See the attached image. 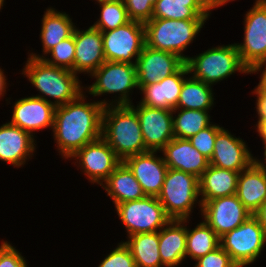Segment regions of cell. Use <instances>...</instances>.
Wrapping results in <instances>:
<instances>
[{
    "mask_svg": "<svg viewBox=\"0 0 266 267\" xmlns=\"http://www.w3.org/2000/svg\"><path fill=\"white\" fill-rule=\"evenodd\" d=\"M244 42L235 43L241 62L251 73L266 65V0H256L244 19Z\"/></svg>",
    "mask_w": 266,
    "mask_h": 267,
    "instance_id": "7",
    "label": "cell"
},
{
    "mask_svg": "<svg viewBox=\"0 0 266 267\" xmlns=\"http://www.w3.org/2000/svg\"><path fill=\"white\" fill-rule=\"evenodd\" d=\"M195 261L194 267H238L221 246Z\"/></svg>",
    "mask_w": 266,
    "mask_h": 267,
    "instance_id": "38",
    "label": "cell"
},
{
    "mask_svg": "<svg viewBox=\"0 0 266 267\" xmlns=\"http://www.w3.org/2000/svg\"><path fill=\"white\" fill-rule=\"evenodd\" d=\"M213 102L211 85L187 77L184 79L176 108L209 111Z\"/></svg>",
    "mask_w": 266,
    "mask_h": 267,
    "instance_id": "30",
    "label": "cell"
},
{
    "mask_svg": "<svg viewBox=\"0 0 266 267\" xmlns=\"http://www.w3.org/2000/svg\"><path fill=\"white\" fill-rule=\"evenodd\" d=\"M177 110L180 112L176 117H173L175 138L189 139L211 125L209 111L175 108L172 112L176 113Z\"/></svg>",
    "mask_w": 266,
    "mask_h": 267,
    "instance_id": "32",
    "label": "cell"
},
{
    "mask_svg": "<svg viewBox=\"0 0 266 267\" xmlns=\"http://www.w3.org/2000/svg\"><path fill=\"white\" fill-rule=\"evenodd\" d=\"M51 54L50 58L44 56L36 55L35 53L30 54V57L36 59H42L47 64L65 68L71 70L74 73V58H75V41L74 32L73 34L61 41L58 45L52 47L47 54Z\"/></svg>",
    "mask_w": 266,
    "mask_h": 267,
    "instance_id": "34",
    "label": "cell"
},
{
    "mask_svg": "<svg viewBox=\"0 0 266 267\" xmlns=\"http://www.w3.org/2000/svg\"><path fill=\"white\" fill-rule=\"evenodd\" d=\"M81 93L75 100L55 109L53 132L57 149L66 159L71 158L84 145L102 137V113L113 102L87 103Z\"/></svg>",
    "mask_w": 266,
    "mask_h": 267,
    "instance_id": "1",
    "label": "cell"
},
{
    "mask_svg": "<svg viewBox=\"0 0 266 267\" xmlns=\"http://www.w3.org/2000/svg\"><path fill=\"white\" fill-rule=\"evenodd\" d=\"M265 68L261 74V80L259 81V84L266 90V65H264Z\"/></svg>",
    "mask_w": 266,
    "mask_h": 267,
    "instance_id": "45",
    "label": "cell"
},
{
    "mask_svg": "<svg viewBox=\"0 0 266 267\" xmlns=\"http://www.w3.org/2000/svg\"><path fill=\"white\" fill-rule=\"evenodd\" d=\"M222 128L219 125L211 124L189 138V141L193 147L210 160L214 152L216 135Z\"/></svg>",
    "mask_w": 266,
    "mask_h": 267,
    "instance_id": "35",
    "label": "cell"
},
{
    "mask_svg": "<svg viewBox=\"0 0 266 267\" xmlns=\"http://www.w3.org/2000/svg\"><path fill=\"white\" fill-rule=\"evenodd\" d=\"M6 76L4 75V72L2 71V69L0 68V96H4V92L6 91Z\"/></svg>",
    "mask_w": 266,
    "mask_h": 267,
    "instance_id": "43",
    "label": "cell"
},
{
    "mask_svg": "<svg viewBox=\"0 0 266 267\" xmlns=\"http://www.w3.org/2000/svg\"><path fill=\"white\" fill-rule=\"evenodd\" d=\"M137 113L145 147L148 151H161L174 138L173 110L130 105Z\"/></svg>",
    "mask_w": 266,
    "mask_h": 267,
    "instance_id": "14",
    "label": "cell"
},
{
    "mask_svg": "<svg viewBox=\"0 0 266 267\" xmlns=\"http://www.w3.org/2000/svg\"><path fill=\"white\" fill-rule=\"evenodd\" d=\"M210 2L211 7L216 8V0H208Z\"/></svg>",
    "mask_w": 266,
    "mask_h": 267,
    "instance_id": "47",
    "label": "cell"
},
{
    "mask_svg": "<svg viewBox=\"0 0 266 267\" xmlns=\"http://www.w3.org/2000/svg\"><path fill=\"white\" fill-rule=\"evenodd\" d=\"M98 267H137L129 248L124 242L111 251Z\"/></svg>",
    "mask_w": 266,
    "mask_h": 267,
    "instance_id": "37",
    "label": "cell"
},
{
    "mask_svg": "<svg viewBox=\"0 0 266 267\" xmlns=\"http://www.w3.org/2000/svg\"><path fill=\"white\" fill-rule=\"evenodd\" d=\"M186 232V258L195 261L220 246V237L204 221Z\"/></svg>",
    "mask_w": 266,
    "mask_h": 267,
    "instance_id": "31",
    "label": "cell"
},
{
    "mask_svg": "<svg viewBox=\"0 0 266 267\" xmlns=\"http://www.w3.org/2000/svg\"><path fill=\"white\" fill-rule=\"evenodd\" d=\"M230 1L232 0H216V8H218L219 6H223L224 4Z\"/></svg>",
    "mask_w": 266,
    "mask_h": 267,
    "instance_id": "46",
    "label": "cell"
},
{
    "mask_svg": "<svg viewBox=\"0 0 266 267\" xmlns=\"http://www.w3.org/2000/svg\"><path fill=\"white\" fill-rule=\"evenodd\" d=\"M184 64L185 60L178 55L145 45L136 61L138 88L172 75Z\"/></svg>",
    "mask_w": 266,
    "mask_h": 267,
    "instance_id": "15",
    "label": "cell"
},
{
    "mask_svg": "<svg viewBox=\"0 0 266 267\" xmlns=\"http://www.w3.org/2000/svg\"><path fill=\"white\" fill-rule=\"evenodd\" d=\"M190 74L186 63L172 75L145 86L139 90L144 97L139 104L152 108L173 110L177 107L184 75Z\"/></svg>",
    "mask_w": 266,
    "mask_h": 267,
    "instance_id": "21",
    "label": "cell"
},
{
    "mask_svg": "<svg viewBox=\"0 0 266 267\" xmlns=\"http://www.w3.org/2000/svg\"><path fill=\"white\" fill-rule=\"evenodd\" d=\"M41 24L40 38L43 45L44 56L47 55V52L50 51L52 47L70 37L75 29V25H73L72 19L68 14L55 11V9L51 7L44 12Z\"/></svg>",
    "mask_w": 266,
    "mask_h": 267,
    "instance_id": "28",
    "label": "cell"
},
{
    "mask_svg": "<svg viewBox=\"0 0 266 267\" xmlns=\"http://www.w3.org/2000/svg\"><path fill=\"white\" fill-rule=\"evenodd\" d=\"M0 267H27L26 260L9 242L0 245Z\"/></svg>",
    "mask_w": 266,
    "mask_h": 267,
    "instance_id": "39",
    "label": "cell"
},
{
    "mask_svg": "<svg viewBox=\"0 0 266 267\" xmlns=\"http://www.w3.org/2000/svg\"><path fill=\"white\" fill-rule=\"evenodd\" d=\"M75 58L74 73L91 75L105 61L101 31L90 26L86 30L74 29Z\"/></svg>",
    "mask_w": 266,
    "mask_h": 267,
    "instance_id": "19",
    "label": "cell"
},
{
    "mask_svg": "<svg viewBox=\"0 0 266 267\" xmlns=\"http://www.w3.org/2000/svg\"><path fill=\"white\" fill-rule=\"evenodd\" d=\"M91 76L96 81L87 87L89 94L100 96L105 93H119L120 96L113 105H132L129 92L138 88L136 64L105 61Z\"/></svg>",
    "mask_w": 266,
    "mask_h": 267,
    "instance_id": "10",
    "label": "cell"
},
{
    "mask_svg": "<svg viewBox=\"0 0 266 267\" xmlns=\"http://www.w3.org/2000/svg\"><path fill=\"white\" fill-rule=\"evenodd\" d=\"M252 93L257 95V106L255 108L257 109L258 120L266 119V90L258 84Z\"/></svg>",
    "mask_w": 266,
    "mask_h": 267,
    "instance_id": "40",
    "label": "cell"
},
{
    "mask_svg": "<svg viewBox=\"0 0 266 267\" xmlns=\"http://www.w3.org/2000/svg\"><path fill=\"white\" fill-rule=\"evenodd\" d=\"M102 138L121 161L148 151L143 140L138 115L130 105L104 107Z\"/></svg>",
    "mask_w": 266,
    "mask_h": 267,
    "instance_id": "2",
    "label": "cell"
},
{
    "mask_svg": "<svg viewBox=\"0 0 266 267\" xmlns=\"http://www.w3.org/2000/svg\"><path fill=\"white\" fill-rule=\"evenodd\" d=\"M265 244L266 235L254 215L220 237V246L238 267H246L256 261Z\"/></svg>",
    "mask_w": 266,
    "mask_h": 267,
    "instance_id": "8",
    "label": "cell"
},
{
    "mask_svg": "<svg viewBox=\"0 0 266 267\" xmlns=\"http://www.w3.org/2000/svg\"><path fill=\"white\" fill-rule=\"evenodd\" d=\"M209 162L212 166L241 172L254 162V158L241 138L234 137L222 128L216 135L214 152Z\"/></svg>",
    "mask_w": 266,
    "mask_h": 267,
    "instance_id": "18",
    "label": "cell"
},
{
    "mask_svg": "<svg viewBox=\"0 0 266 267\" xmlns=\"http://www.w3.org/2000/svg\"><path fill=\"white\" fill-rule=\"evenodd\" d=\"M168 168L199 178L209 167V159L192 146L189 139L173 138L161 150Z\"/></svg>",
    "mask_w": 266,
    "mask_h": 267,
    "instance_id": "20",
    "label": "cell"
},
{
    "mask_svg": "<svg viewBox=\"0 0 266 267\" xmlns=\"http://www.w3.org/2000/svg\"><path fill=\"white\" fill-rule=\"evenodd\" d=\"M10 124L17 126L33 136V131L53 129L56 107L49 101L35 96L21 98L13 106Z\"/></svg>",
    "mask_w": 266,
    "mask_h": 267,
    "instance_id": "17",
    "label": "cell"
},
{
    "mask_svg": "<svg viewBox=\"0 0 266 267\" xmlns=\"http://www.w3.org/2000/svg\"><path fill=\"white\" fill-rule=\"evenodd\" d=\"M128 238L124 243L137 267H165L161 262L158 232L133 234Z\"/></svg>",
    "mask_w": 266,
    "mask_h": 267,
    "instance_id": "29",
    "label": "cell"
},
{
    "mask_svg": "<svg viewBox=\"0 0 266 267\" xmlns=\"http://www.w3.org/2000/svg\"><path fill=\"white\" fill-rule=\"evenodd\" d=\"M101 185L115 204L134 201L144 198L140 183L135 179L132 171L122 161Z\"/></svg>",
    "mask_w": 266,
    "mask_h": 267,
    "instance_id": "27",
    "label": "cell"
},
{
    "mask_svg": "<svg viewBox=\"0 0 266 267\" xmlns=\"http://www.w3.org/2000/svg\"><path fill=\"white\" fill-rule=\"evenodd\" d=\"M185 63L189 73L193 74V78L209 85L226 79L235 71L251 74L241 62L236 44L214 47L196 57L188 56Z\"/></svg>",
    "mask_w": 266,
    "mask_h": 267,
    "instance_id": "5",
    "label": "cell"
},
{
    "mask_svg": "<svg viewBox=\"0 0 266 267\" xmlns=\"http://www.w3.org/2000/svg\"><path fill=\"white\" fill-rule=\"evenodd\" d=\"M34 136L9 122L0 126V160L20 167L35 150Z\"/></svg>",
    "mask_w": 266,
    "mask_h": 267,
    "instance_id": "22",
    "label": "cell"
},
{
    "mask_svg": "<svg viewBox=\"0 0 266 267\" xmlns=\"http://www.w3.org/2000/svg\"><path fill=\"white\" fill-rule=\"evenodd\" d=\"M106 61L136 64L145 46L144 24L130 21L114 30L101 32ZM133 57L136 59L132 61Z\"/></svg>",
    "mask_w": 266,
    "mask_h": 267,
    "instance_id": "11",
    "label": "cell"
},
{
    "mask_svg": "<svg viewBox=\"0 0 266 267\" xmlns=\"http://www.w3.org/2000/svg\"><path fill=\"white\" fill-rule=\"evenodd\" d=\"M98 3L100 2H109V1H118V0H96Z\"/></svg>",
    "mask_w": 266,
    "mask_h": 267,
    "instance_id": "48",
    "label": "cell"
},
{
    "mask_svg": "<svg viewBox=\"0 0 266 267\" xmlns=\"http://www.w3.org/2000/svg\"><path fill=\"white\" fill-rule=\"evenodd\" d=\"M264 143V158H265V161L264 162H266V141L265 142H263ZM262 161H260V160H258V159H255L254 158V163L258 166V167H260L262 170H265L266 171V165L265 164H263V162L261 163Z\"/></svg>",
    "mask_w": 266,
    "mask_h": 267,
    "instance_id": "44",
    "label": "cell"
},
{
    "mask_svg": "<svg viewBox=\"0 0 266 267\" xmlns=\"http://www.w3.org/2000/svg\"><path fill=\"white\" fill-rule=\"evenodd\" d=\"M206 20L151 19L144 24L145 45L173 53L185 61L182 52L194 40Z\"/></svg>",
    "mask_w": 266,
    "mask_h": 267,
    "instance_id": "4",
    "label": "cell"
},
{
    "mask_svg": "<svg viewBox=\"0 0 266 267\" xmlns=\"http://www.w3.org/2000/svg\"><path fill=\"white\" fill-rule=\"evenodd\" d=\"M3 4H4V0H0V10H1V7H3Z\"/></svg>",
    "mask_w": 266,
    "mask_h": 267,
    "instance_id": "49",
    "label": "cell"
},
{
    "mask_svg": "<svg viewBox=\"0 0 266 267\" xmlns=\"http://www.w3.org/2000/svg\"><path fill=\"white\" fill-rule=\"evenodd\" d=\"M199 196V178L168 168L157 198L171 219L188 220Z\"/></svg>",
    "mask_w": 266,
    "mask_h": 267,
    "instance_id": "6",
    "label": "cell"
},
{
    "mask_svg": "<svg viewBox=\"0 0 266 267\" xmlns=\"http://www.w3.org/2000/svg\"><path fill=\"white\" fill-rule=\"evenodd\" d=\"M123 2L130 20L145 24L152 19L157 0H123Z\"/></svg>",
    "mask_w": 266,
    "mask_h": 267,
    "instance_id": "36",
    "label": "cell"
},
{
    "mask_svg": "<svg viewBox=\"0 0 266 267\" xmlns=\"http://www.w3.org/2000/svg\"><path fill=\"white\" fill-rule=\"evenodd\" d=\"M259 221V224L266 235V200L261 204L259 209L253 214Z\"/></svg>",
    "mask_w": 266,
    "mask_h": 267,
    "instance_id": "41",
    "label": "cell"
},
{
    "mask_svg": "<svg viewBox=\"0 0 266 267\" xmlns=\"http://www.w3.org/2000/svg\"><path fill=\"white\" fill-rule=\"evenodd\" d=\"M239 174L240 172L209 165L199 177V192L202 197L199 206L202 207L208 200L235 195Z\"/></svg>",
    "mask_w": 266,
    "mask_h": 267,
    "instance_id": "24",
    "label": "cell"
},
{
    "mask_svg": "<svg viewBox=\"0 0 266 267\" xmlns=\"http://www.w3.org/2000/svg\"><path fill=\"white\" fill-rule=\"evenodd\" d=\"M156 153L157 151H147L123 161L140 183L146 196L157 197L160 194L168 171L164 158L157 157Z\"/></svg>",
    "mask_w": 266,
    "mask_h": 267,
    "instance_id": "16",
    "label": "cell"
},
{
    "mask_svg": "<svg viewBox=\"0 0 266 267\" xmlns=\"http://www.w3.org/2000/svg\"><path fill=\"white\" fill-rule=\"evenodd\" d=\"M256 126H257V128H256L257 132L259 133L263 142H265L266 141V119L258 120Z\"/></svg>",
    "mask_w": 266,
    "mask_h": 267,
    "instance_id": "42",
    "label": "cell"
},
{
    "mask_svg": "<svg viewBox=\"0 0 266 267\" xmlns=\"http://www.w3.org/2000/svg\"><path fill=\"white\" fill-rule=\"evenodd\" d=\"M236 195L244 207L253 215L266 200V171L254 162L238 177Z\"/></svg>",
    "mask_w": 266,
    "mask_h": 267,
    "instance_id": "25",
    "label": "cell"
},
{
    "mask_svg": "<svg viewBox=\"0 0 266 267\" xmlns=\"http://www.w3.org/2000/svg\"><path fill=\"white\" fill-rule=\"evenodd\" d=\"M22 74L26 75L30 83L44 94L35 97L49 101L55 107L75 100L84 92L77 74L65 68L49 65L42 59L28 57ZM46 95L55 101L48 100Z\"/></svg>",
    "mask_w": 266,
    "mask_h": 267,
    "instance_id": "3",
    "label": "cell"
},
{
    "mask_svg": "<svg viewBox=\"0 0 266 267\" xmlns=\"http://www.w3.org/2000/svg\"><path fill=\"white\" fill-rule=\"evenodd\" d=\"M100 19L92 26L101 32L114 30L130 22L123 0L100 2Z\"/></svg>",
    "mask_w": 266,
    "mask_h": 267,
    "instance_id": "33",
    "label": "cell"
},
{
    "mask_svg": "<svg viewBox=\"0 0 266 267\" xmlns=\"http://www.w3.org/2000/svg\"><path fill=\"white\" fill-rule=\"evenodd\" d=\"M72 158L79 160L78 165L81 166L90 182L99 185H103V182L122 162L102 137L84 145Z\"/></svg>",
    "mask_w": 266,
    "mask_h": 267,
    "instance_id": "13",
    "label": "cell"
},
{
    "mask_svg": "<svg viewBox=\"0 0 266 267\" xmlns=\"http://www.w3.org/2000/svg\"><path fill=\"white\" fill-rule=\"evenodd\" d=\"M187 219H171L159 232L161 262L165 267H175L186 258ZM185 225V226H184Z\"/></svg>",
    "mask_w": 266,
    "mask_h": 267,
    "instance_id": "23",
    "label": "cell"
},
{
    "mask_svg": "<svg viewBox=\"0 0 266 267\" xmlns=\"http://www.w3.org/2000/svg\"><path fill=\"white\" fill-rule=\"evenodd\" d=\"M211 10L208 0H157L152 19L207 20Z\"/></svg>",
    "mask_w": 266,
    "mask_h": 267,
    "instance_id": "26",
    "label": "cell"
},
{
    "mask_svg": "<svg viewBox=\"0 0 266 267\" xmlns=\"http://www.w3.org/2000/svg\"><path fill=\"white\" fill-rule=\"evenodd\" d=\"M201 212L204 222L219 237L237 228L251 216L236 194L204 202Z\"/></svg>",
    "mask_w": 266,
    "mask_h": 267,
    "instance_id": "12",
    "label": "cell"
},
{
    "mask_svg": "<svg viewBox=\"0 0 266 267\" xmlns=\"http://www.w3.org/2000/svg\"><path fill=\"white\" fill-rule=\"evenodd\" d=\"M115 207L128 236L159 232L171 220L161 202L154 196L120 203Z\"/></svg>",
    "mask_w": 266,
    "mask_h": 267,
    "instance_id": "9",
    "label": "cell"
}]
</instances>
